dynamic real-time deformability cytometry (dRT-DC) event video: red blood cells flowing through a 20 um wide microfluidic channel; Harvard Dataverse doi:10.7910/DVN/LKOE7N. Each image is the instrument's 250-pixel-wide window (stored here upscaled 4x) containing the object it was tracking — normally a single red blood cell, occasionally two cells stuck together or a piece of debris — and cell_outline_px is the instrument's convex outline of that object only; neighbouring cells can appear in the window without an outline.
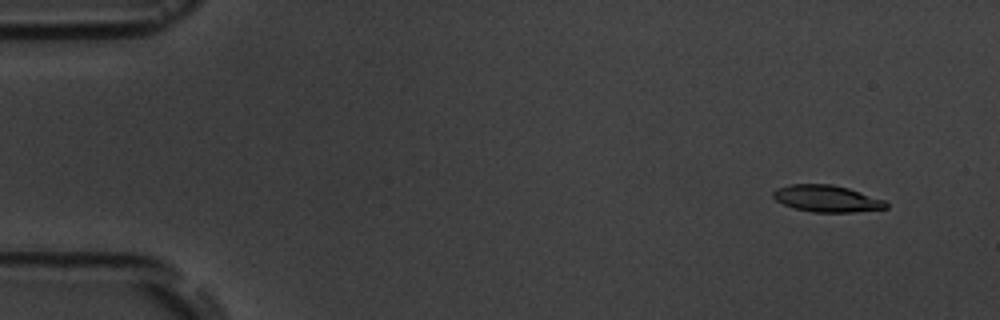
{"species": "common noctule bat (a hibernating species)", "species_latin": "Nyctalus noctula", "temperature_condition": "room temperature", "stored_images_in_passage": 6, "camera_frame_rate_fps": 3000, "um_per_image_px": 0.085, "animal": {"sex": "male", "body_mass_g": 19.5, "forearm_length_mm": 54.6}, "frame": {"image": 1, "passage_image": 2, "time_ms": 1.333, "image_size_px": [1000, 320], "cell_outline_px": [[888, 208], [852, 212], [812, 212], [796, 208], [784, 204], [776, 200], [772, 196], [772, 192], [776, 188], [792, 184], [832, 184], [848, 188], [884, 200], [888, 204]], "centroid_in_image_um": [70.27, 16.87], "position_along_channel_um": 14.7, "area_um2": 17.46}}
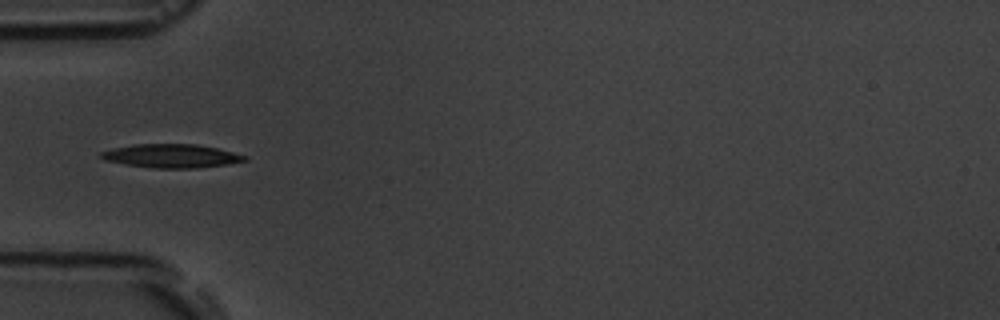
{"frame": {"image": 2, "passage_image": 6, "time_ms": 6.0, "image_size_px": [1000, 320], "cell_outline_px": [[248, 160], [228, 164], [196, 168], [152, 168], [124, 164], [104, 160], [100, 156], [100, 152], [112, 148], [132, 144], [196, 144], [216, 148], [248, 156]], "centroid_in_image_um": [14.55, 13.25], "position_along_channel_um": 70.5, "area_um2": 19.83}}